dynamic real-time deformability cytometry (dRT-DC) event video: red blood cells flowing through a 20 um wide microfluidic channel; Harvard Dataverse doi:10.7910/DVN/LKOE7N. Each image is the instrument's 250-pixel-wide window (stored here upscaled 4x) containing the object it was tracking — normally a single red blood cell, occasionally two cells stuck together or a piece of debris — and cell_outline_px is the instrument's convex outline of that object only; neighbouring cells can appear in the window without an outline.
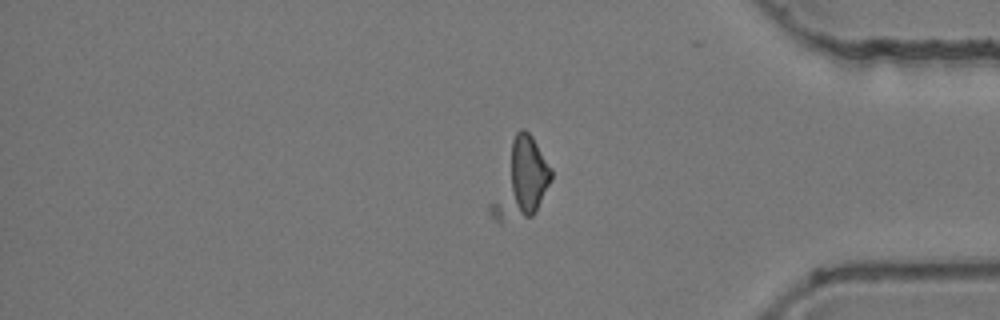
{"species": "common noctule bat (a hibernating species)", "species_latin": "Nyctalus noctula", "temperature_condition": "room temperature", "stored_images_in_passage": 61, "camera_frame_rate_fps": 3000, "um_per_image_px": 0.085, "animal": {"sex": "female", "body_mass_g": 24.6, "forearm_length_mm": 56.2}, "frame": {"image": 1, "passage_image": 51, "time_ms": 16.667, "image_size_px": [1000, 320], "cell_outline_px": [[552, 176], [536, 212], [532, 216], [500, 220], [496, 220], [488, 212], [488, 204], [512, 140], [516, 132], [520, 128], [524, 128], [532, 136], [552, 168]], "centroid_in_image_um": [44.25, 15.28], "position_along_channel_um": 390.9, "area_um2": 27.05}}
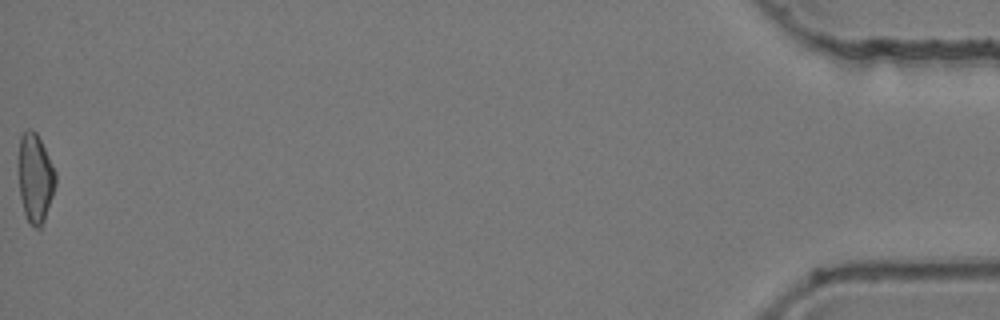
{"frame": {"image": 2, "passage_image": 61, "time_ms": 20.0, "image_size_px": [1000, 320], "cell_outline_px": [[56, 184], [44, 220], [40, 228], [36, 228], [28, 220], [24, 212], [20, 196], [20, 136], [28, 128], [32, 128], [36, 132], [56, 172]], "centroid_in_image_um": [3.01, 15.13], "position_along_channel_um": 432.2, "area_um2": 18.61}}